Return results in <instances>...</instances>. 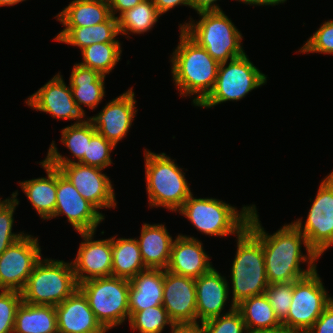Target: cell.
Masks as SVG:
<instances>
[{"label": "cell", "mask_w": 333, "mask_h": 333, "mask_svg": "<svg viewBox=\"0 0 333 333\" xmlns=\"http://www.w3.org/2000/svg\"><path fill=\"white\" fill-rule=\"evenodd\" d=\"M256 209L255 205L246 228L262 243L268 283H290L315 271V262L321 257L310 248L301 231L291 222L269 235L262 227ZM302 244L306 255L301 251ZM302 263H307L306 270L300 267Z\"/></svg>", "instance_id": "obj_1"}, {"label": "cell", "mask_w": 333, "mask_h": 333, "mask_svg": "<svg viewBox=\"0 0 333 333\" xmlns=\"http://www.w3.org/2000/svg\"><path fill=\"white\" fill-rule=\"evenodd\" d=\"M179 29V43L170 57L172 80L181 96L196 94L192 102L199 106L215 86L220 63Z\"/></svg>", "instance_id": "obj_2"}, {"label": "cell", "mask_w": 333, "mask_h": 333, "mask_svg": "<svg viewBox=\"0 0 333 333\" xmlns=\"http://www.w3.org/2000/svg\"><path fill=\"white\" fill-rule=\"evenodd\" d=\"M200 20L179 27L217 62L223 63L245 54L242 33L222 11L198 12Z\"/></svg>", "instance_id": "obj_3"}, {"label": "cell", "mask_w": 333, "mask_h": 333, "mask_svg": "<svg viewBox=\"0 0 333 333\" xmlns=\"http://www.w3.org/2000/svg\"><path fill=\"white\" fill-rule=\"evenodd\" d=\"M144 155L149 206L177 212L192 194L183 168L164 152L144 149Z\"/></svg>", "instance_id": "obj_4"}, {"label": "cell", "mask_w": 333, "mask_h": 333, "mask_svg": "<svg viewBox=\"0 0 333 333\" xmlns=\"http://www.w3.org/2000/svg\"><path fill=\"white\" fill-rule=\"evenodd\" d=\"M193 193L177 211L186 217L194 227L209 236H238L246 227L250 214L255 207L234 206L216 198H194Z\"/></svg>", "instance_id": "obj_5"}, {"label": "cell", "mask_w": 333, "mask_h": 333, "mask_svg": "<svg viewBox=\"0 0 333 333\" xmlns=\"http://www.w3.org/2000/svg\"><path fill=\"white\" fill-rule=\"evenodd\" d=\"M237 238V250L231 267L232 304L265 294L268 279L262 243L245 228Z\"/></svg>", "instance_id": "obj_6"}, {"label": "cell", "mask_w": 333, "mask_h": 333, "mask_svg": "<svg viewBox=\"0 0 333 333\" xmlns=\"http://www.w3.org/2000/svg\"><path fill=\"white\" fill-rule=\"evenodd\" d=\"M78 288L71 262L41 258L21 291L22 301L57 306Z\"/></svg>", "instance_id": "obj_7"}, {"label": "cell", "mask_w": 333, "mask_h": 333, "mask_svg": "<svg viewBox=\"0 0 333 333\" xmlns=\"http://www.w3.org/2000/svg\"><path fill=\"white\" fill-rule=\"evenodd\" d=\"M130 281L114 276L98 277L83 281L79 289L87 297L96 319L108 331L130 319Z\"/></svg>", "instance_id": "obj_8"}, {"label": "cell", "mask_w": 333, "mask_h": 333, "mask_svg": "<svg viewBox=\"0 0 333 333\" xmlns=\"http://www.w3.org/2000/svg\"><path fill=\"white\" fill-rule=\"evenodd\" d=\"M266 82L267 75L255 67L245 53L220 63L215 86L198 107L211 108L226 101H239Z\"/></svg>", "instance_id": "obj_9"}, {"label": "cell", "mask_w": 333, "mask_h": 333, "mask_svg": "<svg viewBox=\"0 0 333 333\" xmlns=\"http://www.w3.org/2000/svg\"><path fill=\"white\" fill-rule=\"evenodd\" d=\"M317 270L294 281L292 303L282 324L293 333H306L333 300Z\"/></svg>", "instance_id": "obj_10"}, {"label": "cell", "mask_w": 333, "mask_h": 333, "mask_svg": "<svg viewBox=\"0 0 333 333\" xmlns=\"http://www.w3.org/2000/svg\"><path fill=\"white\" fill-rule=\"evenodd\" d=\"M306 237L310 248L320 257L333 245V173L322 181L309 209L307 219L292 222Z\"/></svg>", "instance_id": "obj_11"}, {"label": "cell", "mask_w": 333, "mask_h": 333, "mask_svg": "<svg viewBox=\"0 0 333 333\" xmlns=\"http://www.w3.org/2000/svg\"><path fill=\"white\" fill-rule=\"evenodd\" d=\"M42 258L38 237L25 234L0 255V290L21 292Z\"/></svg>", "instance_id": "obj_12"}, {"label": "cell", "mask_w": 333, "mask_h": 333, "mask_svg": "<svg viewBox=\"0 0 333 333\" xmlns=\"http://www.w3.org/2000/svg\"><path fill=\"white\" fill-rule=\"evenodd\" d=\"M60 215H65L78 233L96 231L105 219V216L85 200L70 180L56 168V206L50 219Z\"/></svg>", "instance_id": "obj_13"}, {"label": "cell", "mask_w": 333, "mask_h": 333, "mask_svg": "<svg viewBox=\"0 0 333 333\" xmlns=\"http://www.w3.org/2000/svg\"><path fill=\"white\" fill-rule=\"evenodd\" d=\"M51 166L58 168L79 194L97 210L116 208L113 185L109 177L102 173L103 169L80 163Z\"/></svg>", "instance_id": "obj_14"}, {"label": "cell", "mask_w": 333, "mask_h": 333, "mask_svg": "<svg viewBox=\"0 0 333 333\" xmlns=\"http://www.w3.org/2000/svg\"><path fill=\"white\" fill-rule=\"evenodd\" d=\"M25 103L30 108L49 113L58 120H76L73 124L83 122L86 116L78 109L70 85L65 84L60 73L30 95Z\"/></svg>", "instance_id": "obj_15"}, {"label": "cell", "mask_w": 333, "mask_h": 333, "mask_svg": "<svg viewBox=\"0 0 333 333\" xmlns=\"http://www.w3.org/2000/svg\"><path fill=\"white\" fill-rule=\"evenodd\" d=\"M134 97L135 93L130 88L107 103L98 114L88 118L96 131L115 146L127 136L137 114Z\"/></svg>", "instance_id": "obj_16"}, {"label": "cell", "mask_w": 333, "mask_h": 333, "mask_svg": "<svg viewBox=\"0 0 333 333\" xmlns=\"http://www.w3.org/2000/svg\"><path fill=\"white\" fill-rule=\"evenodd\" d=\"M83 241L78 253L71 261L77 283L98 278L109 277L112 272V237L93 240L95 231L79 232Z\"/></svg>", "instance_id": "obj_17"}, {"label": "cell", "mask_w": 333, "mask_h": 333, "mask_svg": "<svg viewBox=\"0 0 333 333\" xmlns=\"http://www.w3.org/2000/svg\"><path fill=\"white\" fill-rule=\"evenodd\" d=\"M162 305L174 324H197L195 279L164 270Z\"/></svg>", "instance_id": "obj_18"}, {"label": "cell", "mask_w": 333, "mask_h": 333, "mask_svg": "<svg viewBox=\"0 0 333 333\" xmlns=\"http://www.w3.org/2000/svg\"><path fill=\"white\" fill-rule=\"evenodd\" d=\"M227 281L214 267L195 279L197 323L227 314L235 308L231 303L230 311L222 312L230 294Z\"/></svg>", "instance_id": "obj_19"}, {"label": "cell", "mask_w": 333, "mask_h": 333, "mask_svg": "<svg viewBox=\"0 0 333 333\" xmlns=\"http://www.w3.org/2000/svg\"><path fill=\"white\" fill-rule=\"evenodd\" d=\"M58 333H106L96 319L87 297L78 288L72 295L55 306Z\"/></svg>", "instance_id": "obj_20"}, {"label": "cell", "mask_w": 333, "mask_h": 333, "mask_svg": "<svg viewBox=\"0 0 333 333\" xmlns=\"http://www.w3.org/2000/svg\"><path fill=\"white\" fill-rule=\"evenodd\" d=\"M203 248L200 240L179 234L173 241L166 270L194 279L207 273L213 265Z\"/></svg>", "instance_id": "obj_21"}, {"label": "cell", "mask_w": 333, "mask_h": 333, "mask_svg": "<svg viewBox=\"0 0 333 333\" xmlns=\"http://www.w3.org/2000/svg\"><path fill=\"white\" fill-rule=\"evenodd\" d=\"M140 233V238L136 240L145 267L166 270L174 240L165 225L143 223Z\"/></svg>", "instance_id": "obj_22"}, {"label": "cell", "mask_w": 333, "mask_h": 333, "mask_svg": "<svg viewBox=\"0 0 333 333\" xmlns=\"http://www.w3.org/2000/svg\"><path fill=\"white\" fill-rule=\"evenodd\" d=\"M129 281V312L162 305L164 270L146 269Z\"/></svg>", "instance_id": "obj_23"}, {"label": "cell", "mask_w": 333, "mask_h": 333, "mask_svg": "<svg viewBox=\"0 0 333 333\" xmlns=\"http://www.w3.org/2000/svg\"><path fill=\"white\" fill-rule=\"evenodd\" d=\"M93 123L88 119L78 124H71L61 130V143H63L67 149L72 153L71 156L77 160L64 157L57 150L55 141H52L48 154L44 161L49 165H66L69 163H79L84 154H87L88 143L91 137L96 133ZM77 161V162H76Z\"/></svg>", "instance_id": "obj_24"}, {"label": "cell", "mask_w": 333, "mask_h": 333, "mask_svg": "<svg viewBox=\"0 0 333 333\" xmlns=\"http://www.w3.org/2000/svg\"><path fill=\"white\" fill-rule=\"evenodd\" d=\"M105 77L96 70L74 64L69 85L74 101L84 115L83 105L94 110L105 97Z\"/></svg>", "instance_id": "obj_25"}, {"label": "cell", "mask_w": 333, "mask_h": 333, "mask_svg": "<svg viewBox=\"0 0 333 333\" xmlns=\"http://www.w3.org/2000/svg\"><path fill=\"white\" fill-rule=\"evenodd\" d=\"M40 165L45 169L47 177H40L19 182V186L43 220H49L56 206V168L42 160Z\"/></svg>", "instance_id": "obj_26"}, {"label": "cell", "mask_w": 333, "mask_h": 333, "mask_svg": "<svg viewBox=\"0 0 333 333\" xmlns=\"http://www.w3.org/2000/svg\"><path fill=\"white\" fill-rule=\"evenodd\" d=\"M117 18L111 15L106 21L87 27H65L53 39L59 43L77 46L81 50L95 43L119 42Z\"/></svg>", "instance_id": "obj_27"}, {"label": "cell", "mask_w": 333, "mask_h": 333, "mask_svg": "<svg viewBox=\"0 0 333 333\" xmlns=\"http://www.w3.org/2000/svg\"><path fill=\"white\" fill-rule=\"evenodd\" d=\"M110 16L107 0H73L55 17L64 27H87L100 24Z\"/></svg>", "instance_id": "obj_28"}, {"label": "cell", "mask_w": 333, "mask_h": 333, "mask_svg": "<svg viewBox=\"0 0 333 333\" xmlns=\"http://www.w3.org/2000/svg\"><path fill=\"white\" fill-rule=\"evenodd\" d=\"M13 333H58L55 306L22 301L16 312Z\"/></svg>", "instance_id": "obj_29"}, {"label": "cell", "mask_w": 333, "mask_h": 333, "mask_svg": "<svg viewBox=\"0 0 333 333\" xmlns=\"http://www.w3.org/2000/svg\"><path fill=\"white\" fill-rule=\"evenodd\" d=\"M146 269L136 238L112 237L111 276L130 280Z\"/></svg>", "instance_id": "obj_30"}, {"label": "cell", "mask_w": 333, "mask_h": 333, "mask_svg": "<svg viewBox=\"0 0 333 333\" xmlns=\"http://www.w3.org/2000/svg\"><path fill=\"white\" fill-rule=\"evenodd\" d=\"M235 308L240 312L246 330L273 328L282 325L265 294L247 298Z\"/></svg>", "instance_id": "obj_31"}, {"label": "cell", "mask_w": 333, "mask_h": 333, "mask_svg": "<svg viewBox=\"0 0 333 333\" xmlns=\"http://www.w3.org/2000/svg\"><path fill=\"white\" fill-rule=\"evenodd\" d=\"M160 16L161 14L152 0H143L117 18L119 34L124 36L128 34L127 38H129L130 33L144 34L149 32L158 22Z\"/></svg>", "instance_id": "obj_32"}, {"label": "cell", "mask_w": 333, "mask_h": 333, "mask_svg": "<svg viewBox=\"0 0 333 333\" xmlns=\"http://www.w3.org/2000/svg\"><path fill=\"white\" fill-rule=\"evenodd\" d=\"M83 67L98 71L102 75L109 74L121 59V43H95L81 50Z\"/></svg>", "instance_id": "obj_33"}, {"label": "cell", "mask_w": 333, "mask_h": 333, "mask_svg": "<svg viewBox=\"0 0 333 333\" xmlns=\"http://www.w3.org/2000/svg\"><path fill=\"white\" fill-rule=\"evenodd\" d=\"M129 325L133 331L137 330L139 333H162L165 326L172 328L175 324L163 305H160L130 312Z\"/></svg>", "instance_id": "obj_34"}, {"label": "cell", "mask_w": 333, "mask_h": 333, "mask_svg": "<svg viewBox=\"0 0 333 333\" xmlns=\"http://www.w3.org/2000/svg\"><path fill=\"white\" fill-rule=\"evenodd\" d=\"M10 198H6L0 205V255L15 241L20 239L26 233L24 231L16 234L12 232L14 223V211L18 206V191L11 194Z\"/></svg>", "instance_id": "obj_35"}, {"label": "cell", "mask_w": 333, "mask_h": 333, "mask_svg": "<svg viewBox=\"0 0 333 333\" xmlns=\"http://www.w3.org/2000/svg\"><path fill=\"white\" fill-rule=\"evenodd\" d=\"M115 147L112 142L96 132L88 143L87 154H84L83 159L79 163L106 169L112 165L110 154Z\"/></svg>", "instance_id": "obj_36"}, {"label": "cell", "mask_w": 333, "mask_h": 333, "mask_svg": "<svg viewBox=\"0 0 333 333\" xmlns=\"http://www.w3.org/2000/svg\"><path fill=\"white\" fill-rule=\"evenodd\" d=\"M294 281L290 283L269 284L265 290L275 315L282 323L288 316L292 303Z\"/></svg>", "instance_id": "obj_37"}, {"label": "cell", "mask_w": 333, "mask_h": 333, "mask_svg": "<svg viewBox=\"0 0 333 333\" xmlns=\"http://www.w3.org/2000/svg\"><path fill=\"white\" fill-rule=\"evenodd\" d=\"M204 333H246L244 320L234 308L231 312L208 319L202 323Z\"/></svg>", "instance_id": "obj_38"}, {"label": "cell", "mask_w": 333, "mask_h": 333, "mask_svg": "<svg viewBox=\"0 0 333 333\" xmlns=\"http://www.w3.org/2000/svg\"><path fill=\"white\" fill-rule=\"evenodd\" d=\"M21 303V292L0 290V333H13L16 312Z\"/></svg>", "instance_id": "obj_39"}, {"label": "cell", "mask_w": 333, "mask_h": 333, "mask_svg": "<svg viewBox=\"0 0 333 333\" xmlns=\"http://www.w3.org/2000/svg\"><path fill=\"white\" fill-rule=\"evenodd\" d=\"M299 52L333 54V20L321 24L320 28L299 49Z\"/></svg>", "instance_id": "obj_40"}, {"label": "cell", "mask_w": 333, "mask_h": 333, "mask_svg": "<svg viewBox=\"0 0 333 333\" xmlns=\"http://www.w3.org/2000/svg\"><path fill=\"white\" fill-rule=\"evenodd\" d=\"M306 333H333V300Z\"/></svg>", "instance_id": "obj_41"}, {"label": "cell", "mask_w": 333, "mask_h": 333, "mask_svg": "<svg viewBox=\"0 0 333 333\" xmlns=\"http://www.w3.org/2000/svg\"><path fill=\"white\" fill-rule=\"evenodd\" d=\"M143 0H107L111 15L118 18L122 13L134 8ZM119 13L118 16L116 14Z\"/></svg>", "instance_id": "obj_42"}, {"label": "cell", "mask_w": 333, "mask_h": 333, "mask_svg": "<svg viewBox=\"0 0 333 333\" xmlns=\"http://www.w3.org/2000/svg\"><path fill=\"white\" fill-rule=\"evenodd\" d=\"M152 2L161 15L178 5L190 7V0H152Z\"/></svg>", "instance_id": "obj_43"}, {"label": "cell", "mask_w": 333, "mask_h": 333, "mask_svg": "<svg viewBox=\"0 0 333 333\" xmlns=\"http://www.w3.org/2000/svg\"><path fill=\"white\" fill-rule=\"evenodd\" d=\"M216 1L218 0H190V8L194 9L197 13L203 11H222Z\"/></svg>", "instance_id": "obj_44"}, {"label": "cell", "mask_w": 333, "mask_h": 333, "mask_svg": "<svg viewBox=\"0 0 333 333\" xmlns=\"http://www.w3.org/2000/svg\"><path fill=\"white\" fill-rule=\"evenodd\" d=\"M171 329V333H204L202 325L197 324H175Z\"/></svg>", "instance_id": "obj_45"}, {"label": "cell", "mask_w": 333, "mask_h": 333, "mask_svg": "<svg viewBox=\"0 0 333 333\" xmlns=\"http://www.w3.org/2000/svg\"><path fill=\"white\" fill-rule=\"evenodd\" d=\"M239 2L245 3V4H249V5H257V6H275L278 4H282L284 2H286L287 0H237Z\"/></svg>", "instance_id": "obj_46"}, {"label": "cell", "mask_w": 333, "mask_h": 333, "mask_svg": "<svg viewBox=\"0 0 333 333\" xmlns=\"http://www.w3.org/2000/svg\"><path fill=\"white\" fill-rule=\"evenodd\" d=\"M246 333H293L288 330L283 324L273 327V328H263V329H255V330H247Z\"/></svg>", "instance_id": "obj_47"}, {"label": "cell", "mask_w": 333, "mask_h": 333, "mask_svg": "<svg viewBox=\"0 0 333 333\" xmlns=\"http://www.w3.org/2000/svg\"><path fill=\"white\" fill-rule=\"evenodd\" d=\"M23 1H26V0H0V7L16 5Z\"/></svg>", "instance_id": "obj_48"}]
</instances>
